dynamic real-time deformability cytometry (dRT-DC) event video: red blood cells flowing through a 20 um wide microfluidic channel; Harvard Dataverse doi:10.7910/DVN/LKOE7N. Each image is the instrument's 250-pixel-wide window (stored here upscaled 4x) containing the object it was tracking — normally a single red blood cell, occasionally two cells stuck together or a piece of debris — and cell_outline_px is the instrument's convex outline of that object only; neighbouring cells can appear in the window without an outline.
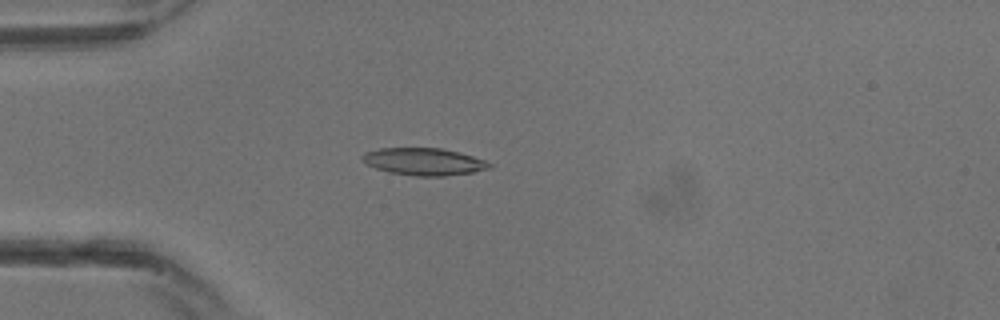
{"species": "common noctule bat (a hibernating species)", "species_latin": "Nyctalus noctula", "temperature_condition": "warm", "stored_images_in_passage": 14, "camera_frame_rate_fps": 3000, "um_per_image_px": 0.085, "animal": {"sex": "male", "body_mass_g": 13.3}, "frame": {"image": 1, "passage_image": 9, "time_ms": 2.667, "image_size_px": [1000, 320], "cell_outline_px": [[492, 168], [472, 172], [444, 176], [416, 176], [388, 172], [376, 168], [360, 160], [360, 156], [364, 152], [380, 148], [440, 148], [472, 156], [484, 160], [492, 164]], "centroid_in_image_um": [35.99, 13.74], "position_along_channel_um": 49.0, "area_um2": 20.11}}
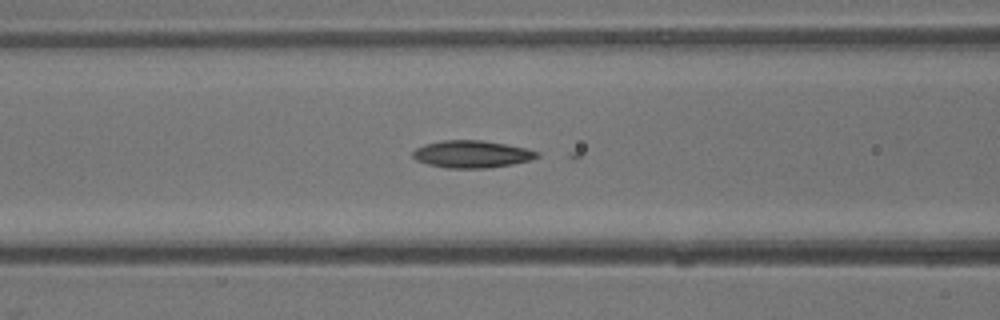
{"frame": {"image": 2, "passage_image": 13, "time_ms": 4.0, "image_size_px": [1000, 320], "cell_outline_px": [[540, 156], [528, 160], [512, 164], [488, 168], [448, 168], [428, 164], [416, 160], [412, 156], [412, 152], [416, 148], [424, 144], [440, 140], [484, 140], [528, 148], [540, 152]], "centroid_in_image_um": [40.11, 13.09], "position_along_channel_um": 126.5, "area_um2": 19.88}}